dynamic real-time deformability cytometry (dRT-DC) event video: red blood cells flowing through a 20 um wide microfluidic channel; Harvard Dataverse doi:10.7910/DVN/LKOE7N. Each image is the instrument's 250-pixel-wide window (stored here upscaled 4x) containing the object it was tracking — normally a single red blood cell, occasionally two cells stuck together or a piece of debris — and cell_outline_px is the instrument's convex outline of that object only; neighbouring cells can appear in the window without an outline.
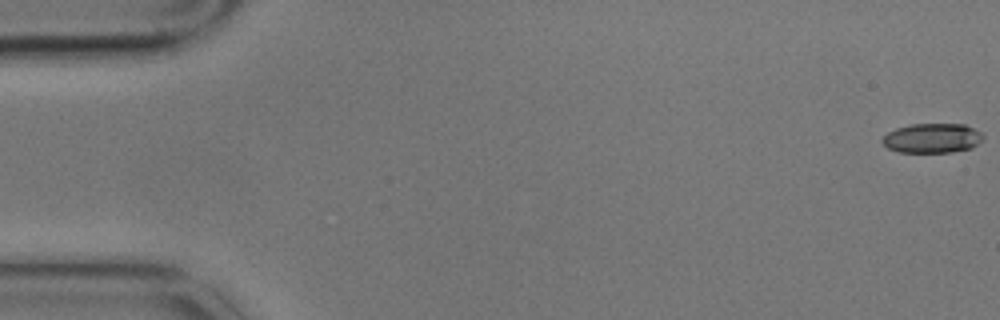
{"species": "common noctule bat (a hibernating species)", "species_latin": "Nyctalus noctula", "temperature_condition": "cold", "stored_images_in_passage": 6, "camera_frame_rate_fps": 3000, "um_per_image_px": 0.085, "animal": {"sex": "male", "body_mass_g": 17.9}, "frame": {"image": 1, "passage_image": 1, "time_ms": 0.0, "image_size_px": [1000, 320], "cell_outline_px": [[984, 136], [972, 148], [952, 152], [896, 152], [888, 148], [880, 140], [888, 132], [896, 128], [912, 124], [964, 124], [980, 132]], "centroid_in_image_um": [79.21, 11.74], "position_along_channel_um": 5.8, "area_um2": 17.28}}
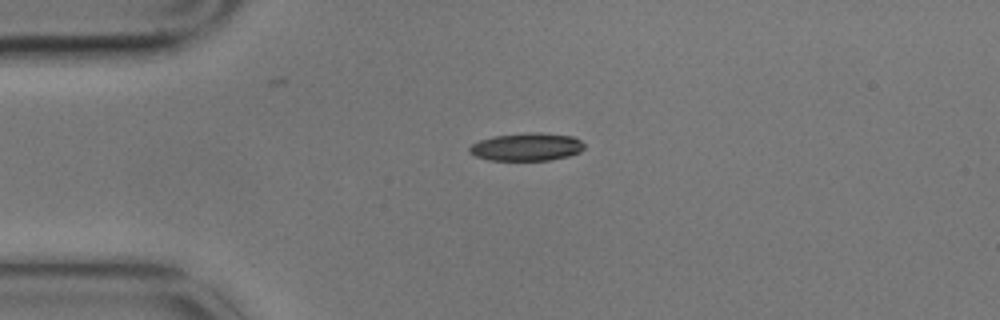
{"frame": {"image": 2, "passage_image": 4, "time_ms": 1.0, "image_size_px": [1000, 320], "cell_outline_px": [[584, 148], [580, 152], [568, 156], [548, 160], [488, 160], [476, 156], [468, 152], [468, 148], [472, 144], [480, 140], [496, 136], [528, 132], [540, 132], [572, 136], [580, 140], [584, 144]], "centroid_in_image_um": [44.77, 12.48], "position_along_channel_um": 40.2, "area_um2": 18.61}}
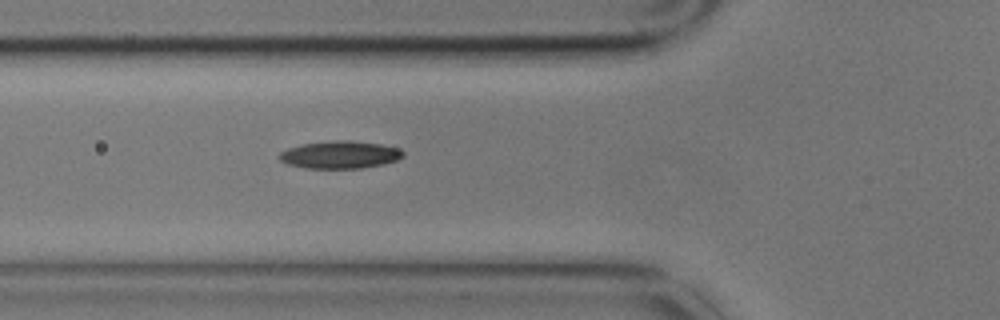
{"frame": {"image": 3, "passage_image": 6, "time_ms": 1.667, "image_size_px": [1000, 320], "cell_outline_px": [[404, 156], [396, 160], [384, 164], [360, 168], [304, 168], [288, 164], [280, 160], [280, 152], [288, 148], [304, 144], [336, 140], [348, 140], [380, 144], [400, 148], [404, 152]], "centroid_in_image_um": [28.93, 13.15], "position_along_channel_um": 96.9, "area_um2": 19.71}}